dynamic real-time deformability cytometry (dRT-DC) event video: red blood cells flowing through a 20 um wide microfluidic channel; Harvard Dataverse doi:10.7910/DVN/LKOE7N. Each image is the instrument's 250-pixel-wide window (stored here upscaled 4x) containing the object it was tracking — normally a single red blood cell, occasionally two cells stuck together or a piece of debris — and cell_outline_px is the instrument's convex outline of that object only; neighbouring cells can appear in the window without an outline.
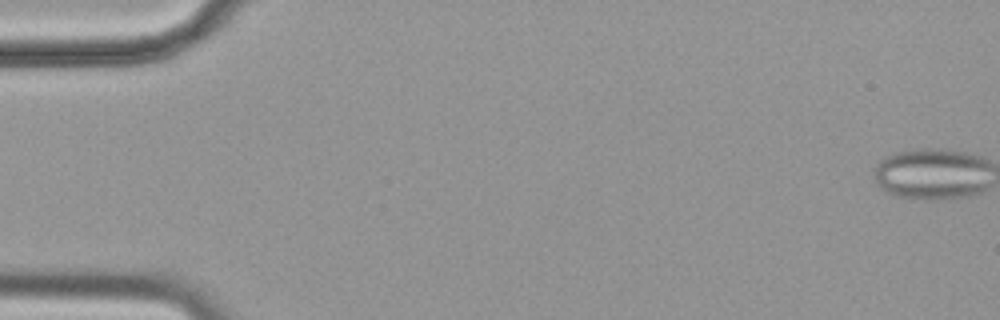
{"species": "common noctule bat (a hibernating species)", "species_latin": "Nyctalus noctula", "temperature_condition": "cold", "stored_images_in_passage": 57, "camera_frame_rate_fps": 3000, "um_per_image_px": 0.085, "animal": {"sex": "female", "body_mass_g": 19.9}, "frame": {"image": 1, "passage_image": 1, "time_ms": 0.0, "image_size_px": [1000, 320], "cell_outline_px": [[984, 164], [976, 188], [964, 192], [900, 192], [892, 188], [880, 176], [880, 168], [888, 160], [896, 156], [916, 152], [936, 152], [964, 156], [980, 160]], "centroid_in_image_um": [79.21, 14.68], "position_along_channel_um": 5.8, "area_um2": 25.26}}
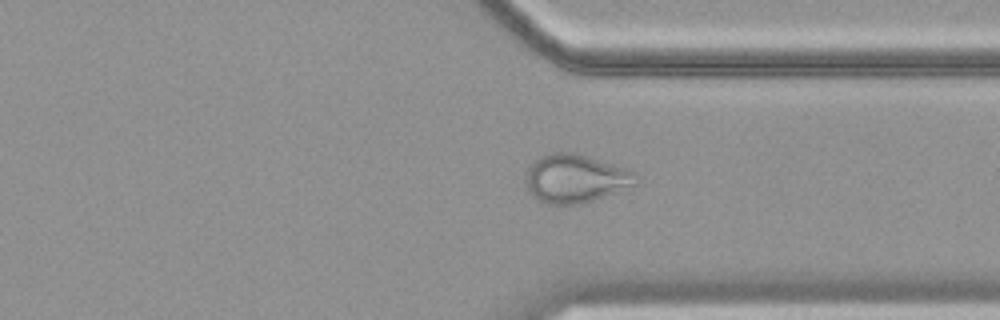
{"frame": {"image": 2, "passage_image": 43, "time_ms": 14.0, "image_size_px": [1000, 320], "cell_outline_px": [[612, 172], [604, 188], [600, 192], [584, 200], [544, 200], [532, 188], [532, 168], [544, 156], [580, 156], [600, 164], [608, 168]], "centroid_in_image_um": [48.33, 15.13], "position_along_channel_um": 363.1, "area_um2": 20.92}}
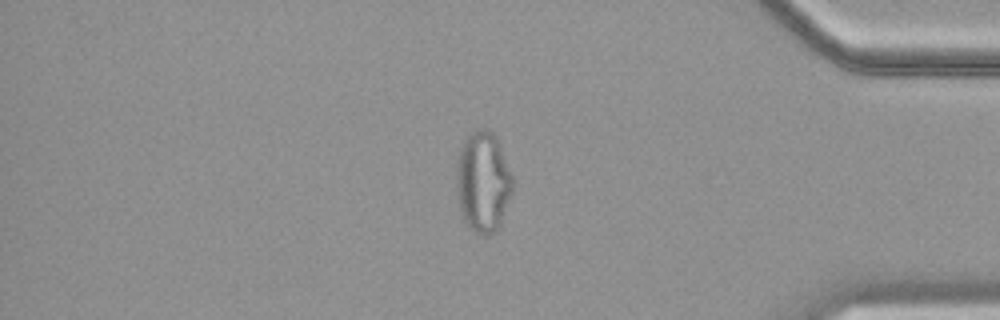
{"frame": {"image": 3, "passage_image": 48, "time_ms": 15.667, "image_size_px": [1000, 320], "cell_outline_px": [[512, 192], [496, 224], [488, 232], [484, 232], [476, 228], [468, 220], [464, 212], [460, 200], [460, 156], [468, 140], [472, 136], [480, 132], [488, 132], [492, 136], [496, 144], [512, 180]], "centroid_in_image_um": [41.11, 15.46], "position_along_channel_um": 394.1, "area_um2": 27.8}, "authors_computed_cell_mechanics": {"area_um2": 19.8254, "velocity_mm_per_s": 3.5857, "shape_relaxation_time_tau1_ms": null, "shape_relaxation_time_tau2_ms": 1.2982, "deformation_change_tau1": null, "deformation_change_tau2": 0.0496}}